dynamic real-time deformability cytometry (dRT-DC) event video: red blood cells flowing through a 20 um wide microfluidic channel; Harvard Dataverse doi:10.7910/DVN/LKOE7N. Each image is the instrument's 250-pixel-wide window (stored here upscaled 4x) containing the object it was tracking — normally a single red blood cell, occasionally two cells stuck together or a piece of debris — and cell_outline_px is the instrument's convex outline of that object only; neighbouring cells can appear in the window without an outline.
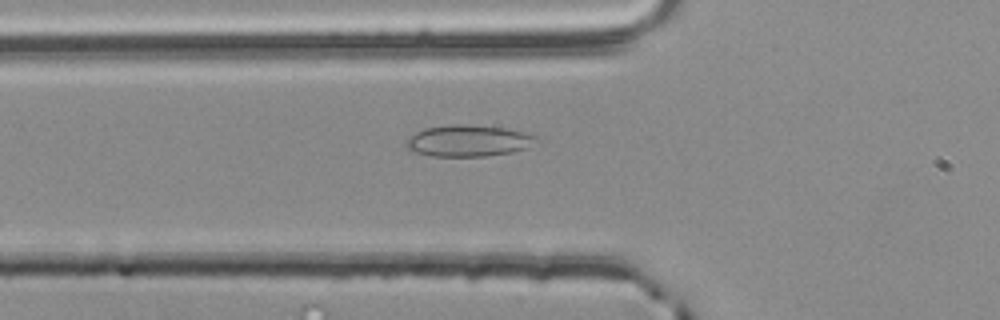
{"species": "common noctule bat (a hibernating species)", "species_latin": "Nyctalus noctula", "temperature_condition": "room temperature", "stored_images_in_passage": 38, "camera_frame_rate_fps": 3000, "um_per_image_px": 0.085, "animal": {"sex": "male", "body_mass_g": 20.4}, "frame": {"image": 1, "passage_image": 8, "time_ms": 2.333, "image_size_px": [1000, 320], "cell_outline_px": [[540, 140], [528, 148], [512, 152], [484, 156], [432, 156], [412, 152], [404, 144], [416, 132], [424, 128], [448, 124], [468, 124], [504, 128], [524, 132], [536, 136]], "centroid_in_image_um": [39.83, 11.96], "position_along_channel_um": 86.0, "area_um2": 23.99}}
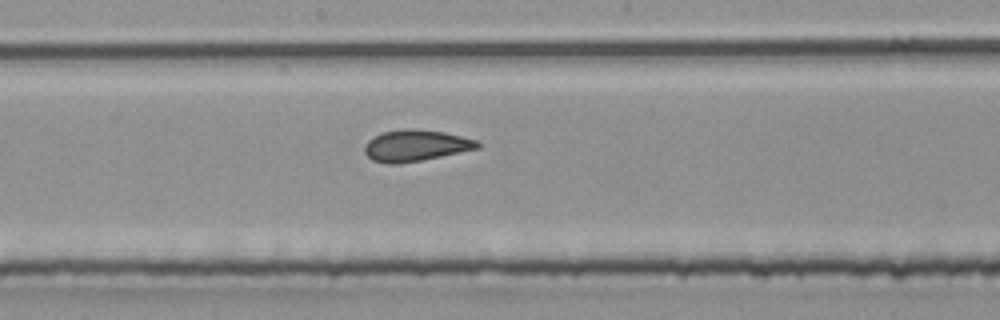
{"frame": {"image": 2, "passage_image": 18, "time_ms": 5.667, "image_size_px": [1000, 320], "cell_outline_px": [[480, 148], [420, 160], [396, 164], [384, 164], [372, 160], [364, 152], [364, 148], [368, 140], [380, 132], [408, 128], [444, 132], [476, 140], [480, 144]], "centroid_in_image_um": [35.29, 12.37], "position_along_channel_um": 212.9, "area_um2": 20.52}}
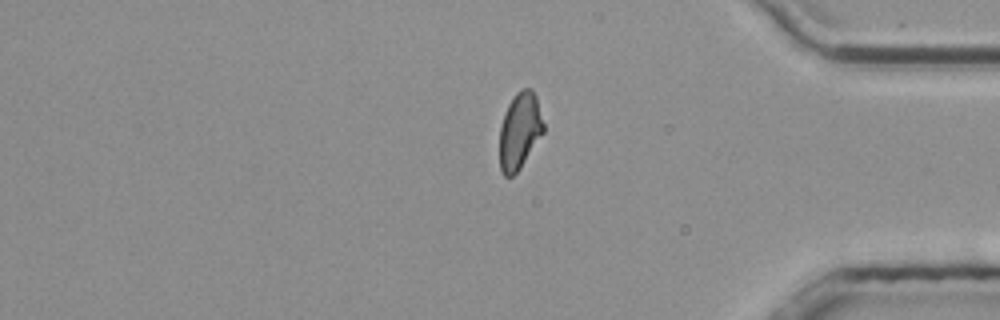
{"frame": {"image": 3, "passage_image": 34, "time_ms": 11.0, "image_size_px": [1000, 320], "cell_outline_px": [[544, 132], [520, 168], [512, 176], [504, 176], [500, 168], [500, 128], [504, 112], [508, 104], [516, 92], [520, 88], [532, 88], [536, 96], [544, 124]], "centroid_in_image_um": [44.17, 11.09], "position_along_channel_um": 391.0, "area_um2": 19.59}}